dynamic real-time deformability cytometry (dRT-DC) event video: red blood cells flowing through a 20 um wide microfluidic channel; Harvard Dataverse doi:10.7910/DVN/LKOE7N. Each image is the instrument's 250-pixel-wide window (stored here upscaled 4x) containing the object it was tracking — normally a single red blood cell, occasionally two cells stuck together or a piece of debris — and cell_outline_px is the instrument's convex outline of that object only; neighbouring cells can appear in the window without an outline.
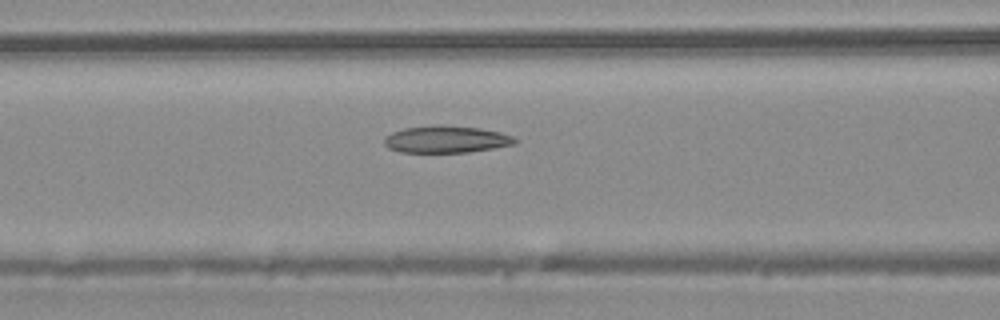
{"species": "common noctule bat (a hibernating species)", "species_latin": "Nyctalus noctula", "temperature_condition": "warm", "stored_images_in_passage": 38, "camera_frame_rate_fps": 3000, "um_per_image_px": 0.085, "animal": {"sex": "male", "body_mass_g": 20.4}, "frame": {"image": 1, "passage_image": 19, "time_ms": 6.0, "image_size_px": [1000, 320], "cell_outline_px": [[516, 144], [468, 152], [400, 152], [388, 148], [384, 144], [384, 140], [392, 132], [404, 128], [436, 124], [444, 124], [480, 128], [500, 132], [512, 136], [516, 140]], "centroid_in_image_um": [37.92, 11.83], "position_along_channel_um": 128.7, "area_um2": 20.63}}
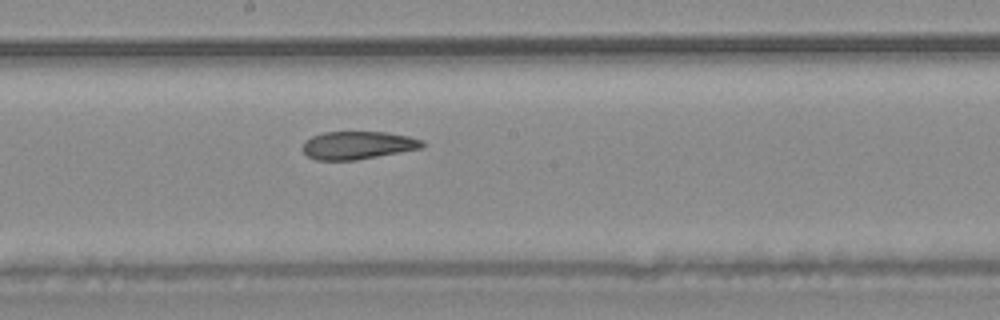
{"frame": {"image": 2, "passage_image": 25, "time_ms": 8.0, "image_size_px": [1000, 320], "cell_outline_px": [[424, 148], [356, 160], [316, 160], [308, 156], [304, 152], [304, 140], [312, 136], [324, 132], [384, 132], [408, 136], [424, 140]], "centroid_in_image_um": [30.44, 12.34], "position_along_channel_um": 217.8, "area_um2": 19.48}}
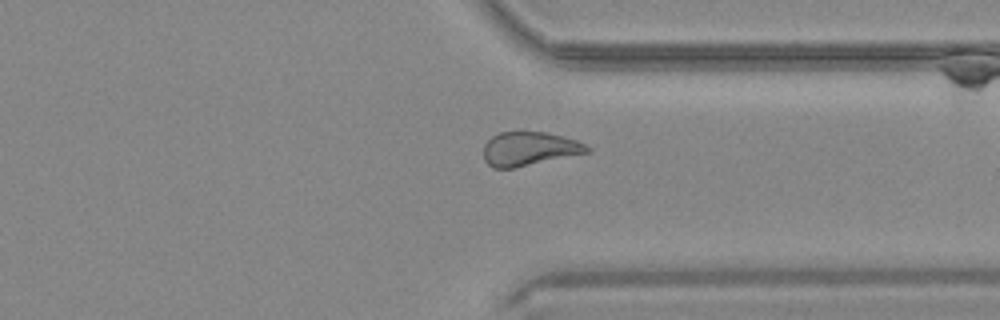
{"frame": {"image": 3, "passage_image": 35, "time_ms": 11.333, "image_size_px": [1000, 320], "cell_outline_px": [[592, 148], [588, 152], [512, 168], [492, 168], [484, 160], [484, 144], [492, 136], [500, 132], [544, 132], [576, 140]], "centroid_in_image_um": [44.94, 12.64], "position_along_channel_um": 366.5, "area_um2": 20.06}}